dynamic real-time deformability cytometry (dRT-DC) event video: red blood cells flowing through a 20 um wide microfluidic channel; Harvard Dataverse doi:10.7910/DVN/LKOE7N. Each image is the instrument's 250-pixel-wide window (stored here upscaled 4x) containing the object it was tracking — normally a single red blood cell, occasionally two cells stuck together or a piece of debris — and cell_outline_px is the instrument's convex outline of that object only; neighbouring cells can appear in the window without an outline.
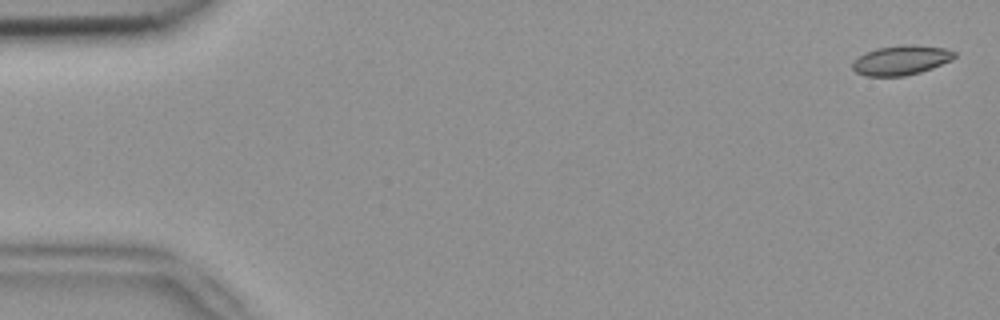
{"species": "common noctule bat (a hibernating species)", "species_latin": "Nyctalus noctula", "temperature_condition": "room temperature", "stored_images_in_passage": 5, "camera_frame_rate_fps": 3000, "um_per_image_px": 0.085, "animal": {"sex": "female", "body_mass_g": 18.4}, "frame": {"image": 1, "passage_image": 1, "time_ms": 0.0, "image_size_px": [1000, 320], "cell_outline_px": [[956, 56], [952, 60], [932, 68], [920, 72], [904, 76], [864, 76], [856, 72], [852, 68], [852, 64], [864, 52], [876, 48], [908, 44], [912, 44], [948, 48], [956, 52]], "centroid_in_image_um": [76.63, 5.11], "position_along_channel_um": 8.4, "area_um2": 17.69}}
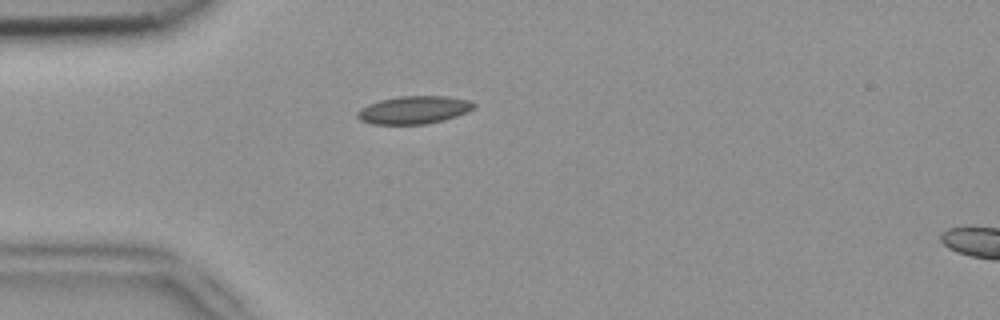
{"frame": {"image": 2, "passage_image": 4, "time_ms": 1.0, "image_size_px": [1000, 320], "cell_outline_px": [[476, 108], [468, 112], [456, 116], [424, 124], [372, 124], [360, 120], [356, 116], [356, 112], [360, 108], [368, 104], [380, 100], [400, 96], [444, 96], [468, 100], [476, 104]], "centroid_in_image_um": [35.16, 9.34], "position_along_channel_um": 49.8, "area_um2": 18.84}}